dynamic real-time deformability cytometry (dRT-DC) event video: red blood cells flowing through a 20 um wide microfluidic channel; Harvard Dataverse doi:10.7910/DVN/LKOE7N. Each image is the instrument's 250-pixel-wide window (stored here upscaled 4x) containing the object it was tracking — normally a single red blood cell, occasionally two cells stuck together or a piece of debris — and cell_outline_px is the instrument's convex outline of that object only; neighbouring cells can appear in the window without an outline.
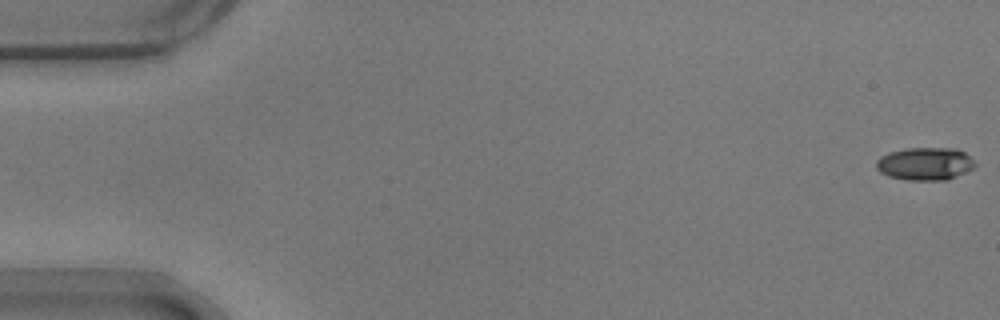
{"species": "common noctule bat (a hibernating species)", "species_latin": "Nyctalus noctula", "temperature_condition": "warm", "stored_images_in_passage": 11, "camera_frame_rate_fps": 3000, "um_per_image_px": 0.085, "animal": {"sex": "male", "body_mass_g": 17.9}, "frame": {"image": 1, "passage_image": 1, "time_ms": 0.0, "image_size_px": [1000, 320], "cell_outline_px": [[976, 168], [948, 180], [908, 180], [888, 176], [880, 172], [876, 168], [876, 160], [880, 156], [888, 152], [908, 148], [956, 148], [964, 152], [976, 164]], "centroid_in_image_um": [78.63, 13.92], "position_along_channel_um": 6.4, "area_um2": 19.07}}